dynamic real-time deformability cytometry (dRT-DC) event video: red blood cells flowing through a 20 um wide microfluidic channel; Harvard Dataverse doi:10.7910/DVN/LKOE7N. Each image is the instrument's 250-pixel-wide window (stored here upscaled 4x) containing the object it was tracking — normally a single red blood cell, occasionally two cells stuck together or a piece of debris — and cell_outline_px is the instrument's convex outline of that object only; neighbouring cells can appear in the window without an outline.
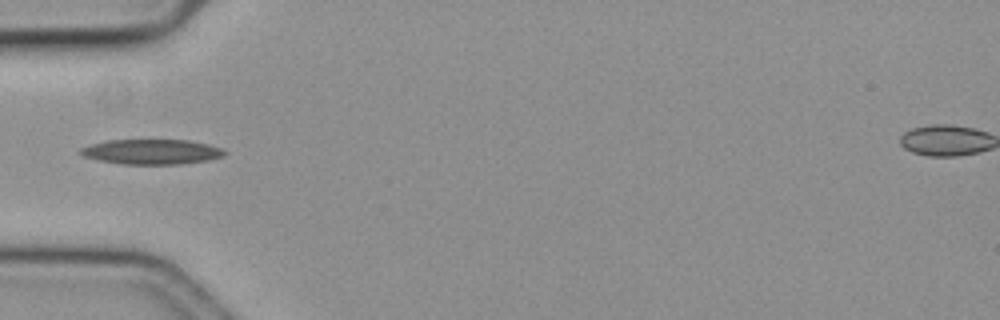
{"species": "common noctule bat (a hibernating species)", "species_latin": "Nyctalus noctula", "temperature_condition": "cold", "stored_images_in_passage": 40, "camera_frame_rate_fps": 3000, "um_per_image_px": 0.085, "animal": {"sex": "female", "body_mass_g": 19.3, "forearm_length_mm": 54.1}, "frame": {"image": 1, "passage_image": 1, "time_ms": 0.0, "image_size_px": [1000, 320], "cell_outline_px": [[228, 152], [224, 156], [208, 160], [180, 164], [120, 164], [100, 160], [84, 156], [80, 152], [80, 148], [92, 144], [108, 140], [188, 140], [208, 144], [224, 148]], "centroid_in_image_um": [12.95, 12.9], "position_along_channel_um": 72.0, "area_um2": 20.98}}
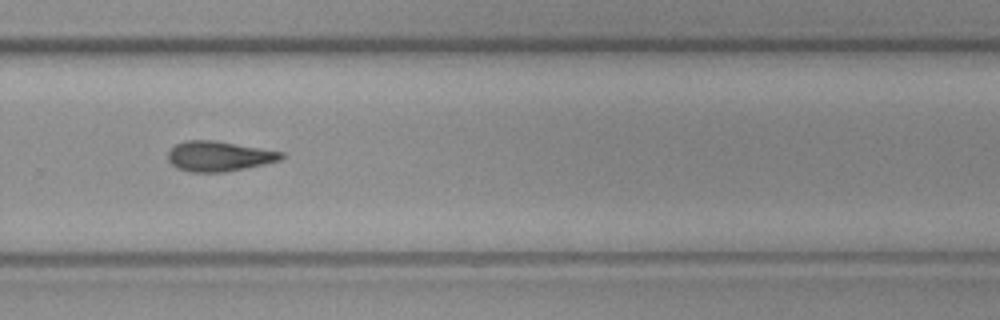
{"frame": {"image": 2, "passage_image": 21, "time_ms": 6.667, "image_size_px": [1000, 320], "cell_outline_px": [[284, 156], [280, 160], [264, 164], [224, 172], [188, 172], [176, 168], [168, 160], [168, 152], [176, 144], [184, 140], [212, 140], [284, 152]], "centroid_in_image_um": [18.58, 13.28], "position_along_channel_um": 311.2, "area_um2": 19.77}}
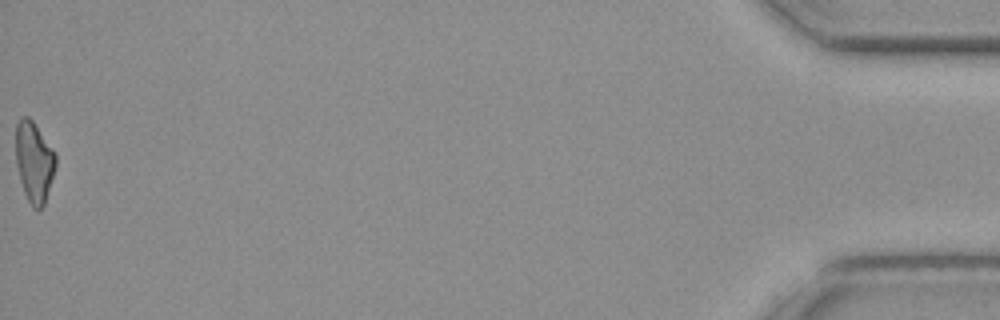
{"frame": {"image": 3, "passage_image": 40, "time_ms": 13.0, "image_size_px": [1000, 320], "cell_outline_px": [[56, 164], [44, 204], [40, 208], [32, 208], [24, 192], [20, 180], [16, 164], [16, 124], [20, 116], [28, 116], [32, 120], [56, 152]], "centroid_in_image_um": [2.89, 13.71], "position_along_channel_um": 432.3, "area_um2": 18.67}}